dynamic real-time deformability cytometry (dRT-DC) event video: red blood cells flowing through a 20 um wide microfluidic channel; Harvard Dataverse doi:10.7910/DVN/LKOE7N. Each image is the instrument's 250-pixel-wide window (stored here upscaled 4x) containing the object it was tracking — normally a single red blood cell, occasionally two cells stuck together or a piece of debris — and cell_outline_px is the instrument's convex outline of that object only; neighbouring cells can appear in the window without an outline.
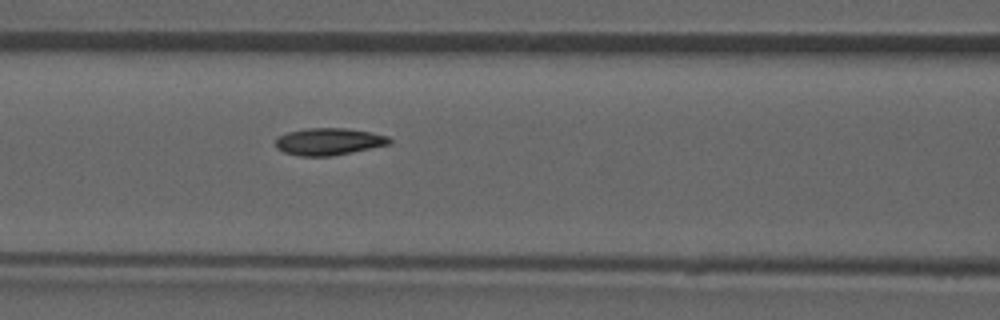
{"species": "common noctule bat (a hibernating species)", "species_latin": "Nyctalus noctula", "temperature_condition": "room temperature", "stored_images_in_passage": 36, "camera_frame_rate_fps": 3000, "um_per_image_px": 0.085, "animal": {"sex": "male", "forearm_length_mm": 52.5}, "frame": {"image": 1, "passage_image": 6, "time_ms": 1.667, "image_size_px": [1000, 320], "cell_outline_px": [[392, 144], [332, 156], [300, 156], [284, 152], [276, 148], [276, 136], [288, 132], [308, 128], [348, 128], [372, 132], [388, 136], [392, 140]], "centroid_in_image_um": [27.97, 12.03], "position_along_channel_um": 138.6, "area_um2": 18.15}}
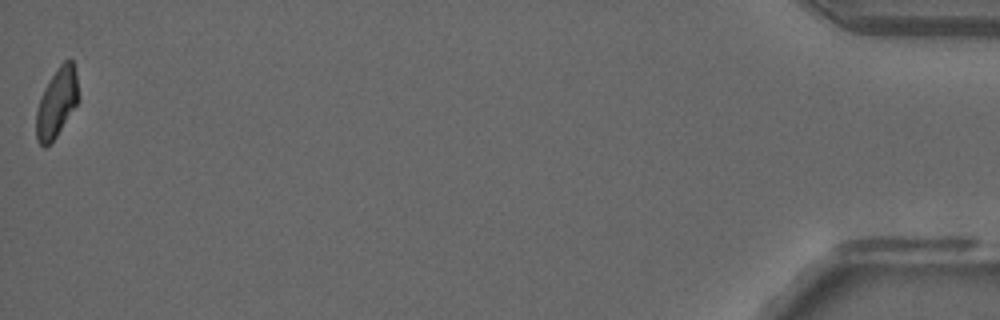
{"frame": {"image": 2, "passage_image": 36, "time_ms": 11.667, "image_size_px": [1000, 320], "cell_outline_px": [[80, 100], [56, 136], [44, 148], [36, 140], [36, 112], [44, 88], [56, 68], [64, 60], [72, 60], [76, 72], [80, 96]], "centroid_in_image_um": [4.84, 8.71], "position_along_channel_um": 430.4, "area_um2": 17.05}}